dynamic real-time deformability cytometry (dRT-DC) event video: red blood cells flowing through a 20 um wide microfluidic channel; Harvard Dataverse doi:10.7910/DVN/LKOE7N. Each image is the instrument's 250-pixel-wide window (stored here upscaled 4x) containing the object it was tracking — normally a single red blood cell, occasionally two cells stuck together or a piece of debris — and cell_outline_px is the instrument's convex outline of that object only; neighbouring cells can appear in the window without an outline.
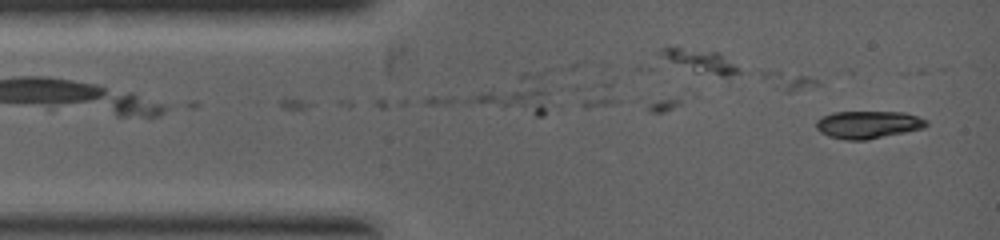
{"species": "common noctule bat (a hibernating species)", "species_latin": "Nyctalus noctula", "temperature_condition": "warm", "stored_images_in_passage": 5, "camera_frame_rate_fps": 5000, "um_per_image_px": 0.085, "animal": {"sex": "female", "body_mass_g": 19.0, "forearm_length_mm": 53.3}, "frame": {"image": 1, "passage_image": 1, "time_ms": 0.0, "image_size_px": [1000, 240], "cell_outline_px": [[928, 124], [924, 128], [868, 140], [844, 140], [828, 136], [820, 132], [816, 128], [816, 120], [820, 116], [832, 112], [904, 112], [928, 120]], "centroid_in_image_um": [73.75, 10.59], "position_along_channel_um": 11.2, "area_um2": 17.92}}
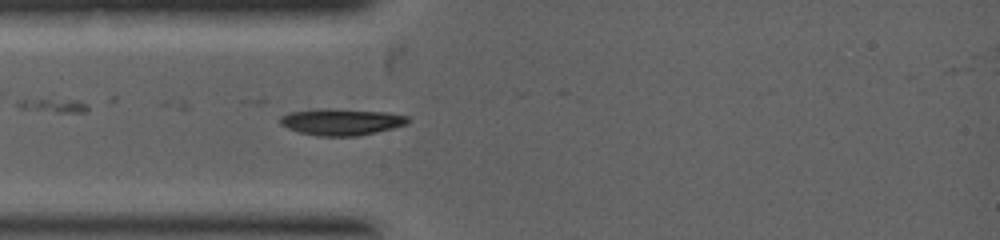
{"frame": {"image": 2, "passage_image": 4, "time_ms": 1.4, "image_size_px": [1000, 240], "cell_outline_px": [[412, 120], [408, 124], [392, 128], [356, 136], [316, 136], [300, 132], [288, 128], [280, 124], [280, 116], [288, 112], [316, 108], [328, 108], [388, 112], [408, 116]], "centroid_in_image_um": [29.01, 10.34], "position_along_channel_um": 56.0, "area_um2": 20.0}}